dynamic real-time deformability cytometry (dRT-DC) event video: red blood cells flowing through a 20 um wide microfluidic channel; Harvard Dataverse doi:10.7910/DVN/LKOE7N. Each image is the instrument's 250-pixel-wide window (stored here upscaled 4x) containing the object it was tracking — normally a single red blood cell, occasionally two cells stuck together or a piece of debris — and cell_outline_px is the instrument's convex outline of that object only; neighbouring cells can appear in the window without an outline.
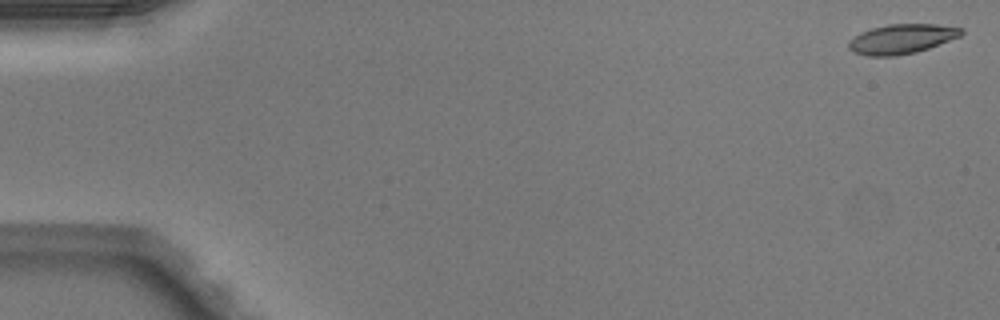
{"species": "Egyptian fruit bat (a non-hibernating species)", "species_latin": "Rousettus aegyptiacus", "temperature_condition": "warm", "stored_images_in_passage": 50, "camera_frame_rate_fps": 3000, "um_per_image_px": 0.085, "animal": {"sex": "male"}, "frame": {"image": 1, "passage_image": 1, "time_ms": 0.0, "image_size_px": [1000, 320], "cell_outline_px": [[964, 32], [960, 36], [928, 48], [916, 52], [896, 56], [868, 56], [852, 52], [848, 48], [848, 40], [860, 32], [872, 28], [888, 24], [936, 24], [964, 28]], "centroid_in_image_um": [76.61, 3.31], "position_along_channel_um": 8.4, "area_um2": 19.54}}
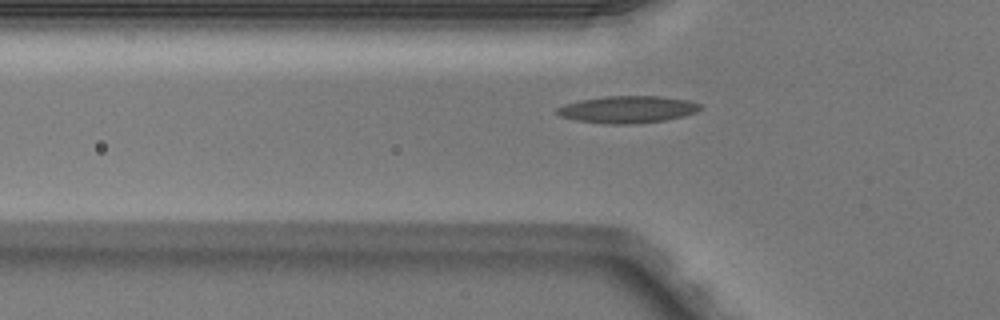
{"frame": {"image": 2, "passage_image": 17, "time_ms": 5.333, "image_size_px": [1000, 320], "cell_outline_px": [[704, 108], [696, 112], [664, 120], [632, 124], [604, 124], [576, 120], [560, 116], [556, 112], [556, 108], [564, 104], [580, 100], [604, 96], [660, 96], [688, 100], [700, 104]], "centroid_in_image_um": [53.32, 9.3], "position_along_channel_um": 72.5, "area_um2": 22.6}}
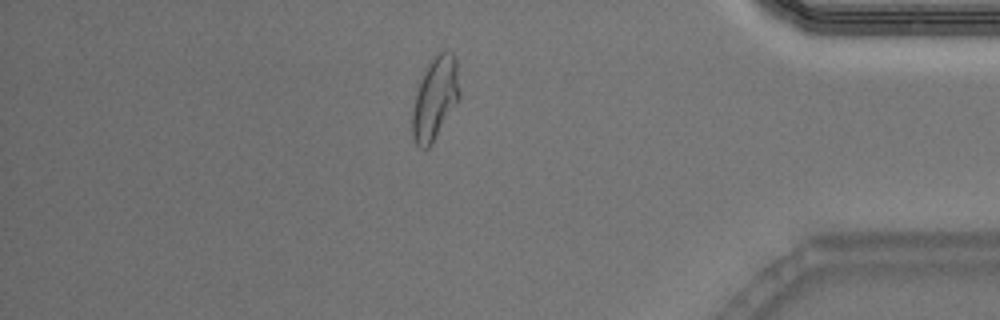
{"frame": {"image": 3, "passage_image": 43, "time_ms": 14.0, "image_size_px": [1000, 320], "cell_outline_px": [[460, 100], [432, 144], [428, 148], [420, 148], [416, 144], [412, 136], [412, 112], [416, 92], [420, 80], [428, 64], [440, 52], [452, 52], [456, 56], [460, 92]], "centroid_in_image_um": [37.0, 8.39], "position_along_channel_um": 398.2, "area_um2": 22.89}, "authors_computed_cell_mechanics": {"area_um2": 20.4034, "velocity_mm_per_s": 4.0929, "shape_relaxation_time_tau1_ms": 8.3568, "shape_relaxation_time_tau2_ms": 1.26, "deformation_change_tau1": 0.2379, "deformation_change_tau2": 0.0849}}